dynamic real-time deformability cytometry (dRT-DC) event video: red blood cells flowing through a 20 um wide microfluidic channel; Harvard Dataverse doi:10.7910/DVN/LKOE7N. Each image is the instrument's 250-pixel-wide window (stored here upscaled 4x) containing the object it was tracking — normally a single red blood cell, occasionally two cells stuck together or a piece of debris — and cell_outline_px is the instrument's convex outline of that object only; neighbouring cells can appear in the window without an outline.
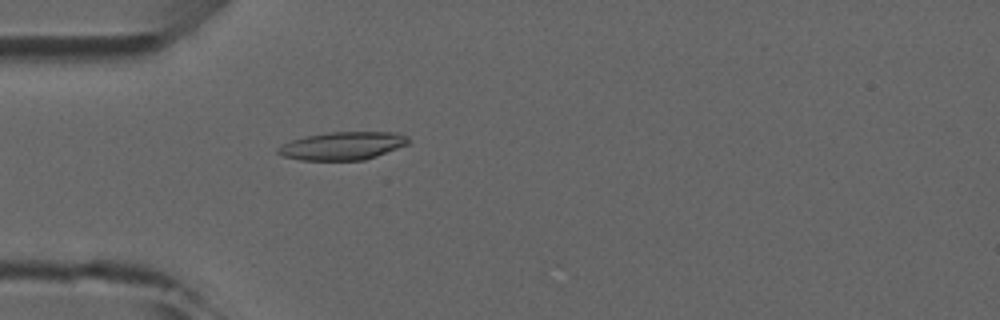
{"species": "common noctule bat (a hibernating species)", "species_latin": "Nyctalus noctula", "temperature_condition": "room temperature", "stored_images_in_passage": 5, "camera_frame_rate_fps": 3000, "um_per_image_px": 0.085, "animal": {"sex": "male", "forearm_length_mm": 52.5}, "frame": {"image": 1, "passage_image": 5, "time_ms": 4.667, "image_size_px": [1000, 320], "cell_outline_px": [[408, 144], [376, 156], [364, 160], [300, 160], [284, 156], [276, 152], [276, 148], [292, 140], [308, 136], [328, 132], [400, 132], [408, 136]], "centroid_in_image_um": [29.14, 12.39], "position_along_channel_um": 55.9, "area_um2": 21.15}}